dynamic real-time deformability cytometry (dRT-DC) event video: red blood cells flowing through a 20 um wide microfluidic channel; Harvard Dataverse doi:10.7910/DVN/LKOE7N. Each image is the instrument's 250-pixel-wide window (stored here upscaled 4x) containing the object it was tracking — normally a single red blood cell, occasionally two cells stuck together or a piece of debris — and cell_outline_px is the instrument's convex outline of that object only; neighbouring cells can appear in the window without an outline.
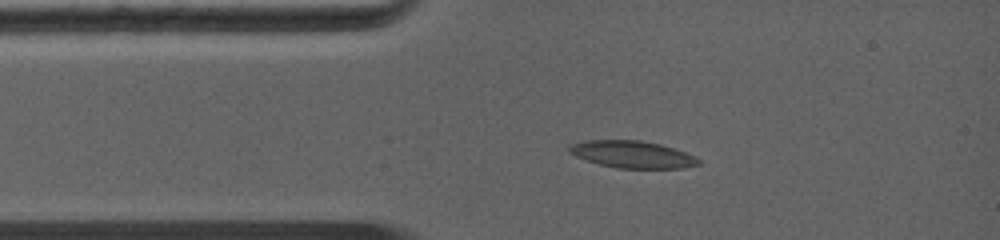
{"species": "common noctule bat (a hibernating species)", "species_latin": "Nyctalus noctula", "temperature_condition": "warm", "stored_images_in_passage": 51, "camera_frame_rate_fps": 5000, "um_per_image_px": 0.085, "animal": {"sex": "female", "body_mass_g": 19.0, "forearm_length_mm": 56.7}, "frame": {"image": 1, "passage_image": 1, "time_ms": 0.0, "image_size_px": [1000, 240], "cell_outline_px": [[700, 164], [684, 168], [616, 168], [600, 164], [576, 156], [568, 152], [568, 144], [592, 140], [640, 140], [660, 144], [696, 156], [700, 160]], "centroid_in_image_um": [53.75, 13.12], "position_along_channel_um": 31.2, "area_um2": 20.29}}
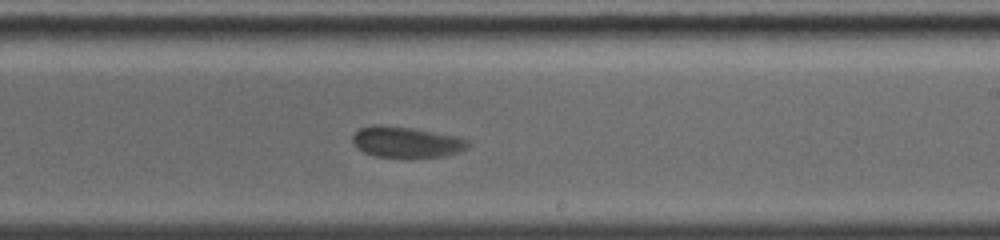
{"frame": {"image": 2, "passage_image": 28, "time_ms": 5.4, "image_size_px": [1000, 240], "cell_outline_px": [[468, 144], [464, 148], [456, 152], [444, 156], [376, 156], [364, 152], [352, 140], [352, 136], [360, 128], [372, 124], [380, 124], [412, 128], [456, 136], [468, 140]], "centroid_in_image_um": [34.49, 12.04], "position_along_channel_um": 254.5, "area_um2": 20.11}}
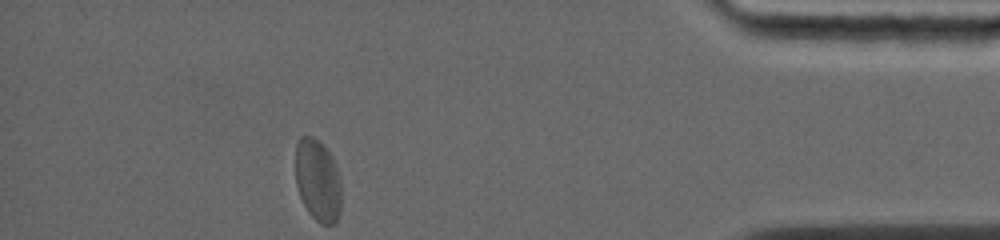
{"frame": {"image": 3, "passage_image": 51, "time_ms": 10.0, "image_size_px": [1000, 240], "cell_outline_px": [[340, 212], [336, 224], [320, 224], [308, 212], [300, 196], [296, 184], [296, 144], [300, 136], [312, 136], [328, 152], [332, 160], [340, 180]], "centroid_in_image_um": [26.99, 15.38], "position_along_channel_um": 408.2, "area_um2": 21.56}, "authors_computed_cell_mechanics": {"area_um2": 21.1548, "velocity_mm_per_s": 4.3782, "shape_relaxation_time_tau1_ms": 5.6907, "shape_relaxation_time_tau2_ms": null, "deformation_change_tau1": 0.1262, "deformation_change_tau2": null}}